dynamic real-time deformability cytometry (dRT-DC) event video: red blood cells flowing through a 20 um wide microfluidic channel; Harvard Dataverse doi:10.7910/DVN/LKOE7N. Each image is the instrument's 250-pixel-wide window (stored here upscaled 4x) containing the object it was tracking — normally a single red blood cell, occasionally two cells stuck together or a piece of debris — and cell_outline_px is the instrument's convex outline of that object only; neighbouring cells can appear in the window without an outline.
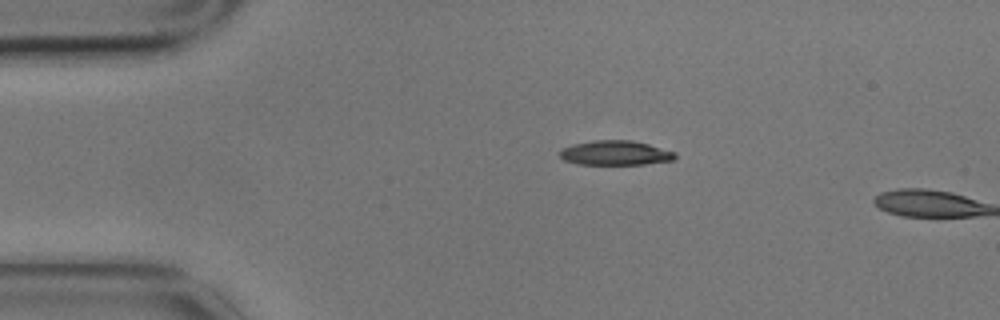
{"species": "common noctule bat (a hibernating species)", "species_latin": "Nyctalus noctula", "temperature_condition": "cold", "stored_images_in_passage": 2, "camera_frame_rate_fps": 3000, "um_per_image_px": 0.085, "animal": {"sex": "male", "body_mass_g": 17.9}, "frame": {"image": 1, "passage_image": 1, "time_ms": 0.0, "image_size_px": [1000, 320], "cell_outline_px": [[676, 156], [672, 160], [644, 164], [576, 164], [564, 160], [560, 156], [560, 152], [564, 148], [572, 144], [592, 140], [632, 140], [648, 144], [676, 152]], "centroid_in_image_um": [52.3, 12.99], "position_along_channel_um": 32.7, "area_um2": 16.42}}